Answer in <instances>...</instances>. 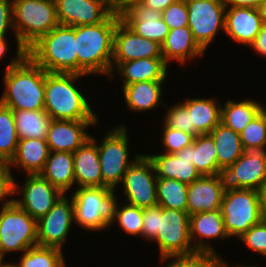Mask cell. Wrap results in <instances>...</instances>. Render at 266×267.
Masks as SVG:
<instances>
[{"instance_id": "obj_1", "label": "cell", "mask_w": 266, "mask_h": 267, "mask_svg": "<svg viewBox=\"0 0 266 267\" xmlns=\"http://www.w3.org/2000/svg\"><path fill=\"white\" fill-rule=\"evenodd\" d=\"M46 73L27 55L24 47H17L16 57L4 74L6 88L0 104L12 110H44Z\"/></svg>"}, {"instance_id": "obj_2", "label": "cell", "mask_w": 266, "mask_h": 267, "mask_svg": "<svg viewBox=\"0 0 266 267\" xmlns=\"http://www.w3.org/2000/svg\"><path fill=\"white\" fill-rule=\"evenodd\" d=\"M120 14L113 12L104 22L75 26L78 74L111 73L114 32Z\"/></svg>"}, {"instance_id": "obj_3", "label": "cell", "mask_w": 266, "mask_h": 267, "mask_svg": "<svg viewBox=\"0 0 266 267\" xmlns=\"http://www.w3.org/2000/svg\"><path fill=\"white\" fill-rule=\"evenodd\" d=\"M85 75L47 72L44 110L54 120H98L74 83Z\"/></svg>"}, {"instance_id": "obj_4", "label": "cell", "mask_w": 266, "mask_h": 267, "mask_svg": "<svg viewBox=\"0 0 266 267\" xmlns=\"http://www.w3.org/2000/svg\"><path fill=\"white\" fill-rule=\"evenodd\" d=\"M27 55L46 72L78 74L75 26L58 25L33 43Z\"/></svg>"}, {"instance_id": "obj_5", "label": "cell", "mask_w": 266, "mask_h": 267, "mask_svg": "<svg viewBox=\"0 0 266 267\" xmlns=\"http://www.w3.org/2000/svg\"><path fill=\"white\" fill-rule=\"evenodd\" d=\"M17 47L26 50L59 25L54 0H12Z\"/></svg>"}, {"instance_id": "obj_6", "label": "cell", "mask_w": 266, "mask_h": 267, "mask_svg": "<svg viewBox=\"0 0 266 267\" xmlns=\"http://www.w3.org/2000/svg\"><path fill=\"white\" fill-rule=\"evenodd\" d=\"M114 192L108 187H78L72 195L74 223L95 232L110 227Z\"/></svg>"}, {"instance_id": "obj_7", "label": "cell", "mask_w": 266, "mask_h": 267, "mask_svg": "<svg viewBox=\"0 0 266 267\" xmlns=\"http://www.w3.org/2000/svg\"><path fill=\"white\" fill-rule=\"evenodd\" d=\"M127 127L123 124L108 130L98 146L99 162L102 173L103 187L115 191L122 182L129 166L140 156L129 160V140Z\"/></svg>"}, {"instance_id": "obj_8", "label": "cell", "mask_w": 266, "mask_h": 267, "mask_svg": "<svg viewBox=\"0 0 266 267\" xmlns=\"http://www.w3.org/2000/svg\"><path fill=\"white\" fill-rule=\"evenodd\" d=\"M220 210L229 238L241 237L250 227L264 219L260 209L258 191L254 189L226 191Z\"/></svg>"}, {"instance_id": "obj_9", "label": "cell", "mask_w": 266, "mask_h": 267, "mask_svg": "<svg viewBox=\"0 0 266 267\" xmlns=\"http://www.w3.org/2000/svg\"><path fill=\"white\" fill-rule=\"evenodd\" d=\"M37 220L15 202L0 210V258L7 252H25L37 246Z\"/></svg>"}, {"instance_id": "obj_10", "label": "cell", "mask_w": 266, "mask_h": 267, "mask_svg": "<svg viewBox=\"0 0 266 267\" xmlns=\"http://www.w3.org/2000/svg\"><path fill=\"white\" fill-rule=\"evenodd\" d=\"M153 242L158 245L161 258L195 253L190 238V215L185 211L162 207L158 233Z\"/></svg>"}, {"instance_id": "obj_11", "label": "cell", "mask_w": 266, "mask_h": 267, "mask_svg": "<svg viewBox=\"0 0 266 267\" xmlns=\"http://www.w3.org/2000/svg\"><path fill=\"white\" fill-rule=\"evenodd\" d=\"M188 10V28L194 40L205 51L217 33L225 31L224 0H185Z\"/></svg>"}, {"instance_id": "obj_12", "label": "cell", "mask_w": 266, "mask_h": 267, "mask_svg": "<svg viewBox=\"0 0 266 267\" xmlns=\"http://www.w3.org/2000/svg\"><path fill=\"white\" fill-rule=\"evenodd\" d=\"M224 191L258 188L266 180V150L245 151L231 166L220 168Z\"/></svg>"}, {"instance_id": "obj_13", "label": "cell", "mask_w": 266, "mask_h": 267, "mask_svg": "<svg viewBox=\"0 0 266 267\" xmlns=\"http://www.w3.org/2000/svg\"><path fill=\"white\" fill-rule=\"evenodd\" d=\"M121 184L128 204L140 208L158 205L156 172L147 155H140L129 166Z\"/></svg>"}, {"instance_id": "obj_14", "label": "cell", "mask_w": 266, "mask_h": 267, "mask_svg": "<svg viewBox=\"0 0 266 267\" xmlns=\"http://www.w3.org/2000/svg\"><path fill=\"white\" fill-rule=\"evenodd\" d=\"M63 194L52 209L37 220L39 246L62 250L67 234L74 222L73 199ZM69 200V201H68Z\"/></svg>"}, {"instance_id": "obj_15", "label": "cell", "mask_w": 266, "mask_h": 267, "mask_svg": "<svg viewBox=\"0 0 266 267\" xmlns=\"http://www.w3.org/2000/svg\"><path fill=\"white\" fill-rule=\"evenodd\" d=\"M19 184L14 181V194L20 193L22 200L14 198V202L36 220L46 215L64 194L40 174L26 175L23 188ZM19 188L22 189V193Z\"/></svg>"}, {"instance_id": "obj_16", "label": "cell", "mask_w": 266, "mask_h": 267, "mask_svg": "<svg viewBox=\"0 0 266 267\" xmlns=\"http://www.w3.org/2000/svg\"><path fill=\"white\" fill-rule=\"evenodd\" d=\"M162 57L161 45L143 38L131 30L121 19L114 32L113 58L109 79L114 74V66L121 62L142 58Z\"/></svg>"}, {"instance_id": "obj_17", "label": "cell", "mask_w": 266, "mask_h": 267, "mask_svg": "<svg viewBox=\"0 0 266 267\" xmlns=\"http://www.w3.org/2000/svg\"><path fill=\"white\" fill-rule=\"evenodd\" d=\"M54 1L59 25H94L104 22L113 13L107 0Z\"/></svg>"}, {"instance_id": "obj_18", "label": "cell", "mask_w": 266, "mask_h": 267, "mask_svg": "<svg viewBox=\"0 0 266 267\" xmlns=\"http://www.w3.org/2000/svg\"><path fill=\"white\" fill-rule=\"evenodd\" d=\"M120 17L136 34L156 41L159 45H162L170 30L161 13L145 6L141 1L130 4L120 13Z\"/></svg>"}, {"instance_id": "obj_19", "label": "cell", "mask_w": 266, "mask_h": 267, "mask_svg": "<svg viewBox=\"0 0 266 267\" xmlns=\"http://www.w3.org/2000/svg\"><path fill=\"white\" fill-rule=\"evenodd\" d=\"M97 123V120L52 119L46 137L49 150L75 152L91 137L85 129Z\"/></svg>"}, {"instance_id": "obj_20", "label": "cell", "mask_w": 266, "mask_h": 267, "mask_svg": "<svg viewBox=\"0 0 266 267\" xmlns=\"http://www.w3.org/2000/svg\"><path fill=\"white\" fill-rule=\"evenodd\" d=\"M224 193L218 175H202L188 185L187 213L192 215L221 209Z\"/></svg>"}, {"instance_id": "obj_21", "label": "cell", "mask_w": 266, "mask_h": 267, "mask_svg": "<svg viewBox=\"0 0 266 267\" xmlns=\"http://www.w3.org/2000/svg\"><path fill=\"white\" fill-rule=\"evenodd\" d=\"M147 156L153 163L157 178L176 179L189 185L202 176L191 161V145L174 154Z\"/></svg>"}, {"instance_id": "obj_22", "label": "cell", "mask_w": 266, "mask_h": 267, "mask_svg": "<svg viewBox=\"0 0 266 267\" xmlns=\"http://www.w3.org/2000/svg\"><path fill=\"white\" fill-rule=\"evenodd\" d=\"M227 237L229 238V235L225 230L220 209L190 215V238L196 252L217 253L206 239H225Z\"/></svg>"}, {"instance_id": "obj_23", "label": "cell", "mask_w": 266, "mask_h": 267, "mask_svg": "<svg viewBox=\"0 0 266 267\" xmlns=\"http://www.w3.org/2000/svg\"><path fill=\"white\" fill-rule=\"evenodd\" d=\"M261 26L262 21L257 8H226L224 32L233 41L250 46L260 32Z\"/></svg>"}, {"instance_id": "obj_24", "label": "cell", "mask_w": 266, "mask_h": 267, "mask_svg": "<svg viewBox=\"0 0 266 267\" xmlns=\"http://www.w3.org/2000/svg\"><path fill=\"white\" fill-rule=\"evenodd\" d=\"M72 155L76 185L79 187H103L98 144L95 138L91 136Z\"/></svg>"}, {"instance_id": "obj_25", "label": "cell", "mask_w": 266, "mask_h": 267, "mask_svg": "<svg viewBox=\"0 0 266 267\" xmlns=\"http://www.w3.org/2000/svg\"><path fill=\"white\" fill-rule=\"evenodd\" d=\"M204 53L188 27L170 29L161 45V55L167 65L172 60L183 64L187 60H193L198 56L202 57Z\"/></svg>"}, {"instance_id": "obj_26", "label": "cell", "mask_w": 266, "mask_h": 267, "mask_svg": "<svg viewBox=\"0 0 266 267\" xmlns=\"http://www.w3.org/2000/svg\"><path fill=\"white\" fill-rule=\"evenodd\" d=\"M168 65L163 57L142 58L119 63L118 75L123 78V86L134 82L165 81L168 74Z\"/></svg>"}, {"instance_id": "obj_27", "label": "cell", "mask_w": 266, "mask_h": 267, "mask_svg": "<svg viewBox=\"0 0 266 267\" xmlns=\"http://www.w3.org/2000/svg\"><path fill=\"white\" fill-rule=\"evenodd\" d=\"M49 152L46 139H21L8 166L21 168L27 175L40 174L45 167Z\"/></svg>"}, {"instance_id": "obj_28", "label": "cell", "mask_w": 266, "mask_h": 267, "mask_svg": "<svg viewBox=\"0 0 266 267\" xmlns=\"http://www.w3.org/2000/svg\"><path fill=\"white\" fill-rule=\"evenodd\" d=\"M163 82L165 81H144L123 86L127 107L135 112L151 110L159 107L160 104L167 107L162 102Z\"/></svg>"}, {"instance_id": "obj_29", "label": "cell", "mask_w": 266, "mask_h": 267, "mask_svg": "<svg viewBox=\"0 0 266 267\" xmlns=\"http://www.w3.org/2000/svg\"><path fill=\"white\" fill-rule=\"evenodd\" d=\"M40 175L64 194L75 184L74 161L70 152L50 151Z\"/></svg>"}, {"instance_id": "obj_30", "label": "cell", "mask_w": 266, "mask_h": 267, "mask_svg": "<svg viewBox=\"0 0 266 267\" xmlns=\"http://www.w3.org/2000/svg\"><path fill=\"white\" fill-rule=\"evenodd\" d=\"M190 113L191 127L198 134H209L221 122V105L216 98H188L182 102Z\"/></svg>"}, {"instance_id": "obj_31", "label": "cell", "mask_w": 266, "mask_h": 267, "mask_svg": "<svg viewBox=\"0 0 266 267\" xmlns=\"http://www.w3.org/2000/svg\"><path fill=\"white\" fill-rule=\"evenodd\" d=\"M209 134L215 143L220 168L231 166L245 152L240 134L223 123L220 122Z\"/></svg>"}, {"instance_id": "obj_32", "label": "cell", "mask_w": 266, "mask_h": 267, "mask_svg": "<svg viewBox=\"0 0 266 267\" xmlns=\"http://www.w3.org/2000/svg\"><path fill=\"white\" fill-rule=\"evenodd\" d=\"M19 140L46 139L52 118L45 110H13Z\"/></svg>"}, {"instance_id": "obj_33", "label": "cell", "mask_w": 266, "mask_h": 267, "mask_svg": "<svg viewBox=\"0 0 266 267\" xmlns=\"http://www.w3.org/2000/svg\"><path fill=\"white\" fill-rule=\"evenodd\" d=\"M263 109L256 100L245 99L240 102L227 100L221 107V123L240 133Z\"/></svg>"}, {"instance_id": "obj_34", "label": "cell", "mask_w": 266, "mask_h": 267, "mask_svg": "<svg viewBox=\"0 0 266 267\" xmlns=\"http://www.w3.org/2000/svg\"><path fill=\"white\" fill-rule=\"evenodd\" d=\"M191 161L201 175H218L217 152L210 134H200L191 145Z\"/></svg>"}, {"instance_id": "obj_35", "label": "cell", "mask_w": 266, "mask_h": 267, "mask_svg": "<svg viewBox=\"0 0 266 267\" xmlns=\"http://www.w3.org/2000/svg\"><path fill=\"white\" fill-rule=\"evenodd\" d=\"M187 188L176 179L157 178L158 206L187 212Z\"/></svg>"}, {"instance_id": "obj_36", "label": "cell", "mask_w": 266, "mask_h": 267, "mask_svg": "<svg viewBox=\"0 0 266 267\" xmlns=\"http://www.w3.org/2000/svg\"><path fill=\"white\" fill-rule=\"evenodd\" d=\"M19 138L13 110L0 104V163H9L15 155Z\"/></svg>"}, {"instance_id": "obj_37", "label": "cell", "mask_w": 266, "mask_h": 267, "mask_svg": "<svg viewBox=\"0 0 266 267\" xmlns=\"http://www.w3.org/2000/svg\"><path fill=\"white\" fill-rule=\"evenodd\" d=\"M63 252L53 247L34 246L21 256L16 267H66Z\"/></svg>"}, {"instance_id": "obj_38", "label": "cell", "mask_w": 266, "mask_h": 267, "mask_svg": "<svg viewBox=\"0 0 266 267\" xmlns=\"http://www.w3.org/2000/svg\"><path fill=\"white\" fill-rule=\"evenodd\" d=\"M115 197L112 204L110 225L117 220L121 229L127 234L142 237L143 230V208L130 205L126 202L120 208ZM120 208V209H119Z\"/></svg>"}, {"instance_id": "obj_39", "label": "cell", "mask_w": 266, "mask_h": 267, "mask_svg": "<svg viewBox=\"0 0 266 267\" xmlns=\"http://www.w3.org/2000/svg\"><path fill=\"white\" fill-rule=\"evenodd\" d=\"M239 134L245 151L266 150V106Z\"/></svg>"}, {"instance_id": "obj_40", "label": "cell", "mask_w": 266, "mask_h": 267, "mask_svg": "<svg viewBox=\"0 0 266 267\" xmlns=\"http://www.w3.org/2000/svg\"><path fill=\"white\" fill-rule=\"evenodd\" d=\"M170 259L173 260L165 267H228L218 253L195 252L189 255L165 256L160 261L166 263Z\"/></svg>"}, {"instance_id": "obj_41", "label": "cell", "mask_w": 266, "mask_h": 267, "mask_svg": "<svg viewBox=\"0 0 266 267\" xmlns=\"http://www.w3.org/2000/svg\"><path fill=\"white\" fill-rule=\"evenodd\" d=\"M164 119L163 125L166 127L182 130L194 137L198 135L191 127L190 113L182 102L169 107Z\"/></svg>"}, {"instance_id": "obj_42", "label": "cell", "mask_w": 266, "mask_h": 267, "mask_svg": "<svg viewBox=\"0 0 266 267\" xmlns=\"http://www.w3.org/2000/svg\"><path fill=\"white\" fill-rule=\"evenodd\" d=\"M163 129V138L161 140L165 147L164 153L174 154L193 144L195 138L193 135L164 125Z\"/></svg>"}, {"instance_id": "obj_43", "label": "cell", "mask_w": 266, "mask_h": 267, "mask_svg": "<svg viewBox=\"0 0 266 267\" xmlns=\"http://www.w3.org/2000/svg\"><path fill=\"white\" fill-rule=\"evenodd\" d=\"M161 17L169 29L188 27V10L185 0H176L161 12Z\"/></svg>"}, {"instance_id": "obj_44", "label": "cell", "mask_w": 266, "mask_h": 267, "mask_svg": "<svg viewBox=\"0 0 266 267\" xmlns=\"http://www.w3.org/2000/svg\"><path fill=\"white\" fill-rule=\"evenodd\" d=\"M238 239L252 251L266 256V221L263 219L257 225L250 227Z\"/></svg>"}, {"instance_id": "obj_45", "label": "cell", "mask_w": 266, "mask_h": 267, "mask_svg": "<svg viewBox=\"0 0 266 267\" xmlns=\"http://www.w3.org/2000/svg\"><path fill=\"white\" fill-rule=\"evenodd\" d=\"M162 213L161 206L143 208L142 238L153 241L158 233L159 215Z\"/></svg>"}, {"instance_id": "obj_46", "label": "cell", "mask_w": 266, "mask_h": 267, "mask_svg": "<svg viewBox=\"0 0 266 267\" xmlns=\"http://www.w3.org/2000/svg\"><path fill=\"white\" fill-rule=\"evenodd\" d=\"M11 168L7 163H0V202L1 208L8 206L14 202V198L5 200L8 196L15 195L14 194V181L11 173Z\"/></svg>"}, {"instance_id": "obj_47", "label": "cell", "mask_w": 266, "mask_h": 267, "mask_svg": "<svg viewBox=\"0 0 266 267\" xmlns=\"http://www.w3.org/2000/svg\"><path fill=\"white\" fill-rule=\"evenodd\" d=\"M13 28L12 0H0V38H6V33Z\"/></svg>"}, {"instance_id": "obj_48", "label": "cell", "mask_w": 266, "mask_h": 267, "mask_svg": "<svg viewBox=\"0 0 266 267\" xmlns=\"http://www.w3.org/2000/svg\"><path fill=\"white\" fill-rule=\"evenodd\" d=\"M250 46L256 53L266 57V24H262L260 32Z\"/></svg>"}, {"instance_id": "obj_49", "label": "cell", "mask_w": 266, "mask_h": 267, "mask_svg": "<svg viewBox=\"0 0 266 267\" xmlns=\"http://www.w3.org/2000/svg\"><path fill=\"white\" fill-rule=\"evenodd\" d=\"M265 0H224L227 8L231 7H248L258 8Z\"/></svg>"}, {"instance_id": "obj_50", "label": "cell", "mask_w": 266, "mask_h": 267, "mask_svg": "<svg viewBox=\"0 0 266 267\" xmlns=\"http://www.w3.org/2000/svg\"><path fill=\"white\" fill-rule=\"evenodd\" d=\"M175 1L176 0H141L145 6H148L160 13Z\"/></svg>"}, {"instance_id": "obj_51", "label": "cell", "mask_w": 266, "mask_h": 267, "mask_svg": "<svg viewBox=\"0 0 266 267\" xmlns=\"http://www.w3.org/2000/svg\"><path fill=\"white\" fill-rule=\"evenodd\" d=\"M108 4L113 12L121 13L125 10L130 4L134 2H139L141 0H107Z\"/></svg>"}, {"instance_id": "obj_52", "label": "cell", "mask_w": 266, "mask_h": 267, "mask_svg": "<svg viewBox=\"0 0 266 267\" xmlns=\"http://www.w3.org/2000/svg\"><path fill=\"white\" fill-rule=\"evenodd\" d=\"M258 196L260 209L263 217H266V180L264 183L258 188Z\"/></svg>"}, {"instance_id": "obj_53", "label": "cell", "mask_w": 266, "mask_h": 267, "mask_svg": "<svg viewBox=\"0 0 266 267\" xmlns=\"http://www.w3.org/2000/svg\"><path fill=\"white\" fill-rule=\"evenodd\" d=\"M257 9L259 10L262 24H266V0Z\"/></svg>"}, {"instance_id": "obj_54", "label": "cell", "mask_w": 266, "mask_h": 267, "mask_svg": "<svg viewBox=\"0 0 266 267\" xmlns=\"http://www.w3.org/2000/svg\"><path fill=\"white\" fill-rule=\"evenodd\" d=\"M7 48L6 38H0V59L6 54Z\"/></svg>"}, {"instance_id": "obj_55", "label": "cell", "mask_w": 266, "mask_h": 267, "mask_svg": "<svg viewBox=\"0 0 266 267\" xmlns=\"http://www.w3.org/2000/svg\"><path fill=\"white\" fill-rule=\"evenodd\" d=\"M0 267H16L14 263H5V262H2L0 264Z\"/></svg>"}, {"instance_id": "obj_56", "label": "cell", "mask_w": 266, "mask_h": 267, "mask_svg": "<svg viewBox=\"0 0 266 267\" xmlns=\"http://www.w3.org/2000/svg\"><path fill=\"white\" fill-rule=\"evenodd\" d=\"M238 267H257V266H245V265H239ZM260 267V266H259Z\"/></svg>"}]
</instances>
